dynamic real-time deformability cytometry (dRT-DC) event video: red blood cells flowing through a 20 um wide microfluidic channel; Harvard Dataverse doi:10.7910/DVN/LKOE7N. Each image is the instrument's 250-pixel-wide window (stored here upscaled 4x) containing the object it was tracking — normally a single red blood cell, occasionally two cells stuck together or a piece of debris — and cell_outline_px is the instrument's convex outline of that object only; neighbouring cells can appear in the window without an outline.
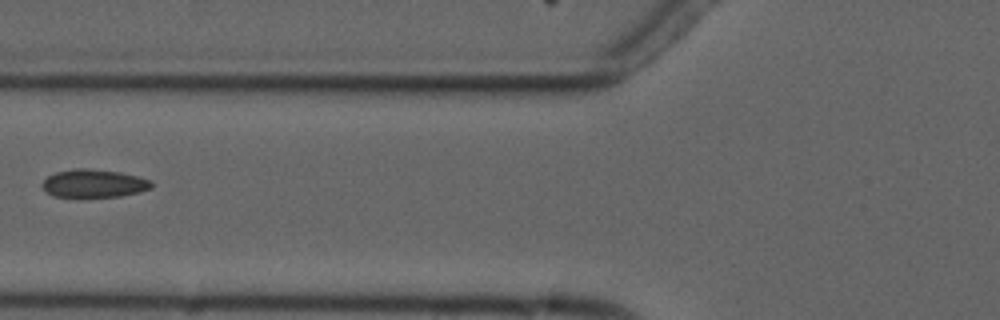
{"species": "common noctule bat (a hibernating species)", "species_latin": "Nyctalus noctula", "temperature_condition": "cold", "stored_images_in_passage": 9, "camera_frame_rate_fps": 3000, "um_per_image_px": 0.085, "animal": {"sex": "male", "forearm_length_mm": 52.5}, "frame": {"image": 1, "passage_image": 6, "time_ms": 6.0, "image_size_px": [1000, 320], "cell_outline_px": [[152, 188], [140, 192], [120, 196], [52, 196], [40, 184], [48, 176], [56, 172], [76, 168], [88, 168], [120, 172], [152, 180]], "centroid_in_image_um": [8.0, 15.58], "position_along_channel_um": 117.8, "area_um2": 17.69}}
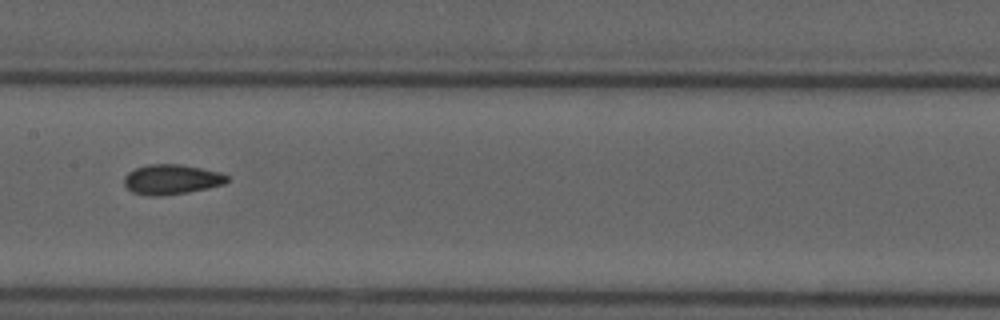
{"frame": {"image": 2, "passage_image": 8, "time_ms": 8.0, "image_size_px": [1000, 320], "cell_outline_px": [[228, 180], [224, 184], [208, 188], [188, 192], [160, 196], [148, 196], [132, 192], [124, 184], [124, 176], [128, 172], [136, 168], [148, 164], [180, 164], [220, 172], [228, 176]], "centroid_in_image_um": [14.56, 15.25], "position_along_channel_um": 192.8, "area_um2": 17.98}}
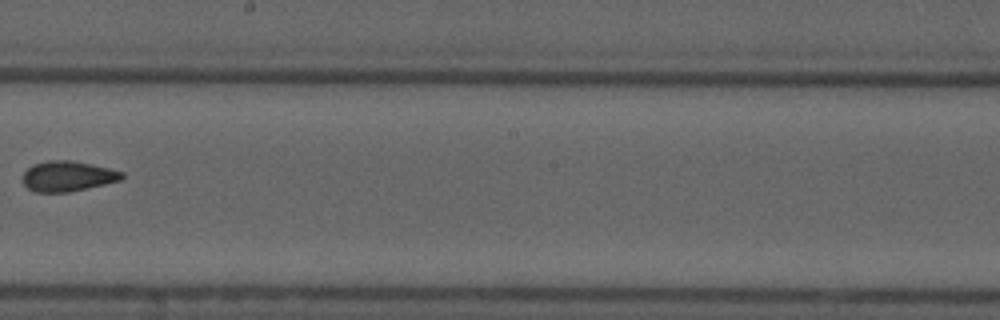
{"frame": {"image": 3, "passage_image": 9, "time_ms": 9.333, "image_size_px": [1000, 320], "cell_outline_px": [[124, 176], [120, 180], [104, 184], [68, 192], [36, 192], [28, 188], [24, 184], [24, 172], [32, 164], [48, 160], [72, 160], [108, 168], [124, 172]], "centroid_in_image_um": [5.74, 14.97], "position_along_channel_um": 242.5, "area_um2": 17.34}}